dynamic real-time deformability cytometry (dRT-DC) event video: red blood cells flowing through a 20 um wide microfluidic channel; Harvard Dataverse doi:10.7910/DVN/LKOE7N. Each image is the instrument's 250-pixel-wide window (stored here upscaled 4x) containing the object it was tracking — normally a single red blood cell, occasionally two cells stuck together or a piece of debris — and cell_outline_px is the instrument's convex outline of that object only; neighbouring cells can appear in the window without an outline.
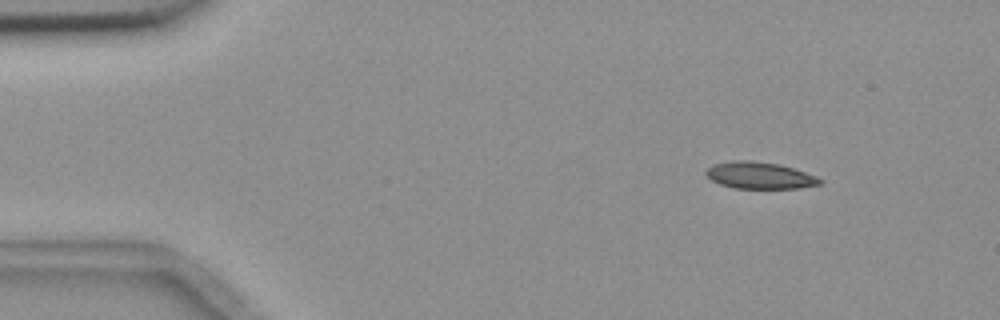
{"species": "common noctule bat (a hibernating species)", "species_latin": "Nyctalus noctula", "temperature_condition": "room temperature", "stored_images_in_passage": 8, "camera_frame_rate_fps": 3000, "um_per_image_px": 0.085, "animal": {"sex": "female", "body_mass_g": 18.4}, "frame": {"image": 1, "passage_image": 2, "time_ms": 1.0, "image_size_px": [1000, 320], "cell_outline_px": [[824, 180], [820, 184], [800, 188], [736, 188], [720, 184], [712, 180], [704, 172], [712, 164], [732, 160], [752, 160], [780, 164], [816, 176]], "centroid_in_image_um": [64.56, 14.9], "position_along_channel_um": 20.4, "area_um2": 17.74}}
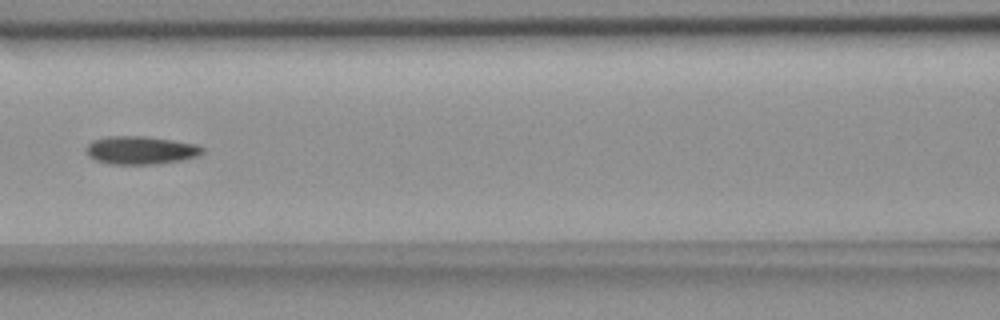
{"frame": {"image": 2, "passage_image": 7, "time_ms": 7.0, "image_size_px": [1000, 320], "cell_outline_px": [[204, 152], [196, 156], [180, 160], [160, 164], [108, 164], [96, 160], [88, 156], [84, 148], [92, 140], [108, 136], [144, 136], [200, 144], [204, 148]], "centroid_in_image_um": [11.95, 12.76], "position_along_channel_um": 154.7, "area_um2": 19.25}}
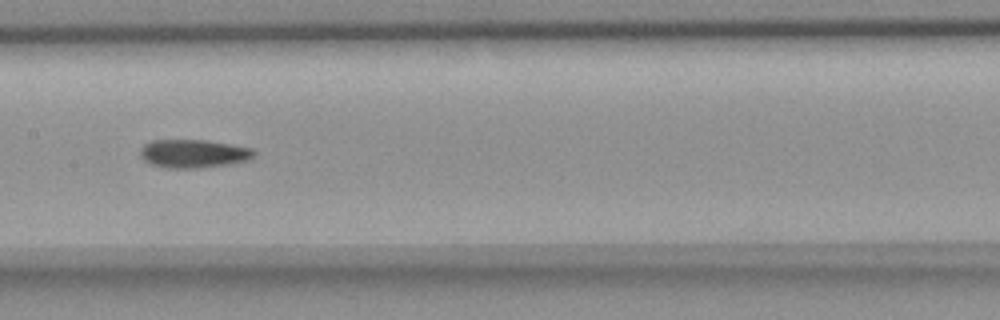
{"frame": {"image": 3, "passage_image": 8, "time_ms": 8.0, "image_size_px": [1000, 320], "cell_outline_px": [[256, 156], [248, 160], [228, 164], [196, 168], [164, 168], [152, 164], [144, 160], [140, 156], [140, 148], [144, 144], [152, 140], [208, 140], [252, 148], [256, 152]], "centroid_in_image_um": [16.45, 13.05], "position_along_channel_um": 191.0, "area_um2": 18.9}}